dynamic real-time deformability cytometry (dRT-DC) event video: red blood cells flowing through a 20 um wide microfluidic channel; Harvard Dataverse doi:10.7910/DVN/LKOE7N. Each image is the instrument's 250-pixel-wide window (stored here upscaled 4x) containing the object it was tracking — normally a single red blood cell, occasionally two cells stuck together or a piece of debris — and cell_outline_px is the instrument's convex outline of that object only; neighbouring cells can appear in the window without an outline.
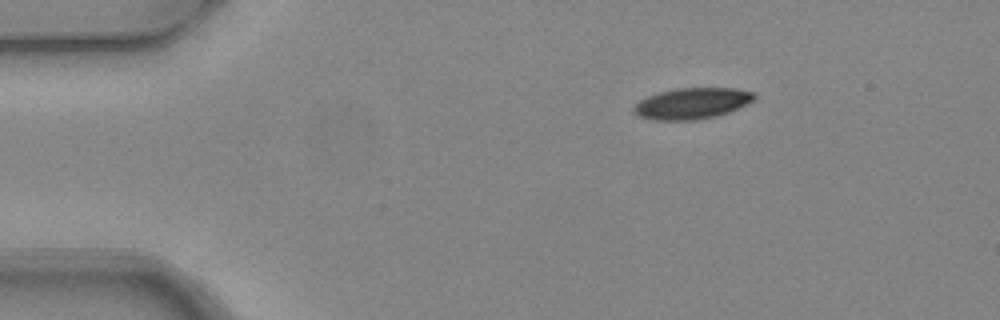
{"species": "common noctule bat (a hibernating species)", "species_latin": "Nyctalus noctula", "temperature_condition": "warm", "stored_images_in_passage": 3, "camera_frame_rate_fps": 3000, "um_per_image_px": 0.085, "animal": {"sex": "female", "body_mass_g": 24.6, "forearm_length_mm": 56.2}, "frame": {"image": 1, "passage_image": 1, "time_ms": 0.0, "image_size_px": [1000, 320], "cell_outline_px": [[756, 96], [752, 100], [728, 112], [696, 120], [652, 120], [640, 116], [632, 108], [640, 100], [648, 96], [660, 92], [676, 88], [736, 88], [752, 92]], "centroid_in_image_um": [58.78, 8.78], "position_along_channel_um": 26.2, "area_um2": 21.39}}